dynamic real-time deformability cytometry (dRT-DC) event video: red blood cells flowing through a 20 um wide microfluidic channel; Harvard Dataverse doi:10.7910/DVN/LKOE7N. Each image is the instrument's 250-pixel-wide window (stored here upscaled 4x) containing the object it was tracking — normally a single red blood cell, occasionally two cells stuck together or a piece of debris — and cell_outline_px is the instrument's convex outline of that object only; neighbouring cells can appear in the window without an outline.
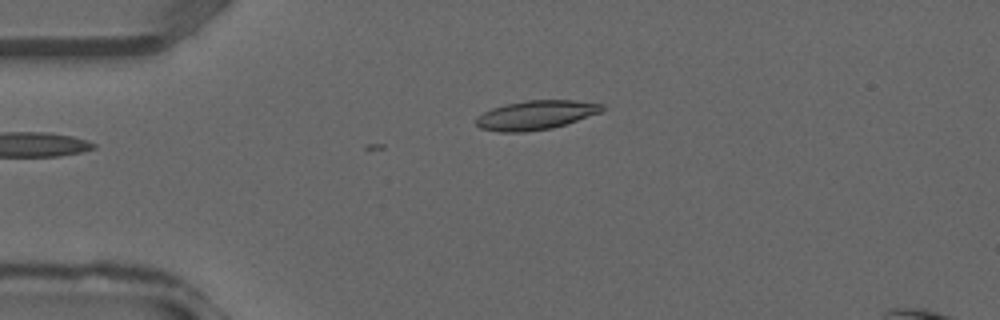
{"species": "common noctule bat (a hibernating species)", "species_latin": "Nyctalus noctula", "temperature_condition": "warm", "stored_images_in_passage": 6, "camera_frame_rate_fps": 3000, "um_per_image_px": 0.085, "animal": {"sex": "male", "forearm_length_mm": 52.5}, "frame": {"image": 1, "passage_image": 1, "time_ms": 0.0, "image_size_px": [1000, 320], "cell_outline_px": [[604, 108], [600, 112], [552, 128], [524, 132], [500, 132], [480, 128], [476, 124], [476, 116], [492, 108], [504, 104], [524, 100], [572, 100], [604, 104]], "centroid_in_image_um": [45.49, 9.77], "position_along_channel_um": 39.5, "area_um2": 21.27}}